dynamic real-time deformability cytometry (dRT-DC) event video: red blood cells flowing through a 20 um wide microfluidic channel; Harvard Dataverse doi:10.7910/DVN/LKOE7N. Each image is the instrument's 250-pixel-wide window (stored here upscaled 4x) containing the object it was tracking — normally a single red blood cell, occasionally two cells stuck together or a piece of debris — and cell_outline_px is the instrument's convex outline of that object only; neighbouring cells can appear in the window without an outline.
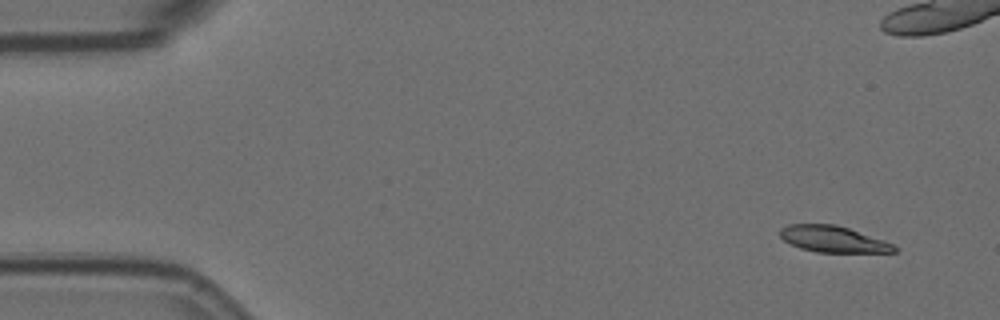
{"species": "Egyptian fruit bat (a non-hibernating species)", "species_latin": "Rousettus aegyptiacus", "temperature_condition": "room temperature", "stored_images_in_passage": 5, "camera_frame_rate_fps": 3000, "um_per_image_px": 0.085, "animal": {"sex": "female"}, "frame": {"image": 1, "passage_image": 1, "time_ms": 0.0, "image_size_px": [1000, 320], "cell_outline_px": [[896, 252], [816, 252], [800, 248], [784, 240], [780, 236], [780, 228], [788, 224], [836, 224], [884, 240], [892, 244], [896, 248]], "centroid_in_image_um": [70.79, 20.32], "position_along_channel_um": 14.2, "area_um2": 17.34}}